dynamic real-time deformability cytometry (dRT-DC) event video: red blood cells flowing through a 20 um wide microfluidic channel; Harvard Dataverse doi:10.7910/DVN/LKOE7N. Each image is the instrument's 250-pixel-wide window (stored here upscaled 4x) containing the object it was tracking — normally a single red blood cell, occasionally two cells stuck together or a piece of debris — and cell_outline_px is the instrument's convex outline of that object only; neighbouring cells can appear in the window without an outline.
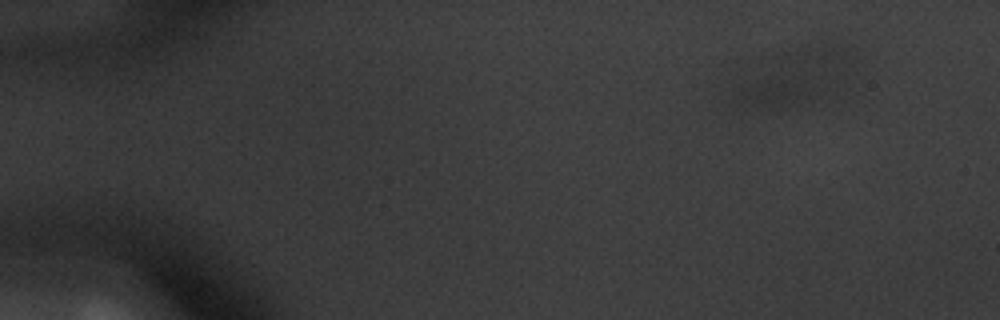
{"species": "common noctule bat (a hibernating species)", "species_latin": "Nyctalus noctula", "temperature_condition": "warm", "stored_images_in_passage": 13, "segment_of_instrument_passage": [2, 5], "camera_frame_rate_fps": 3000, "um_per_image_px": 0.085, "animal": {"sex": "male", "body_mass_g": 20.1, "forearm_length_mm": 53.5}, "frame": {"image": 1, "passage_image": 2, "time_ms": 0.333, "image_size_px": [1000, 320], "cell_outline_px": [[848, 52], [812, 96], [808, 100], [780, 108], [732, 100], [732, 96], [740, 88], [780, 56], [796, 48], [808, 44], [844, 44]], "centroid_in_image_um": [67.36, 6.48], "position_along_channel_um": 17.6, "area_um2": 30.23}}